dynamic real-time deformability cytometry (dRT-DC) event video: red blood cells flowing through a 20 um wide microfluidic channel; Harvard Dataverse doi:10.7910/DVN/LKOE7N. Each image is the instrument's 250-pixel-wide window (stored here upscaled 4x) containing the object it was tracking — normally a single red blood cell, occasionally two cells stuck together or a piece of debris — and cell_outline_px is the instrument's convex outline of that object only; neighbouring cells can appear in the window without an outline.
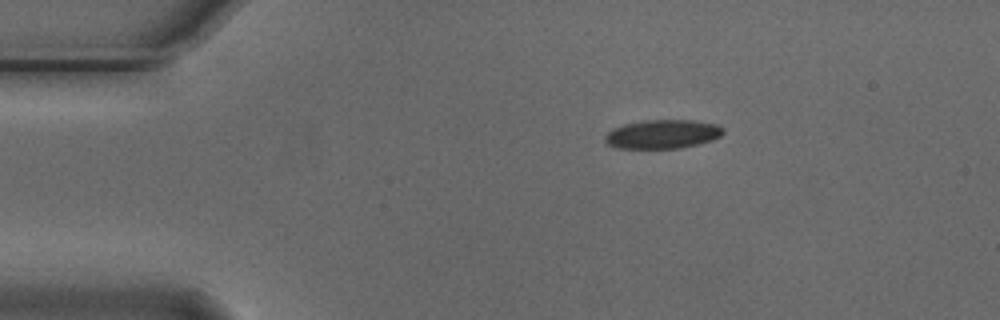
{"species": "Egyptian fruit bat (a non-hibernating species)", "species_latin": "Rousettus aegyptiacus", "temperature_condition": "cold", "stored_images_in_passage": 2, "camera_frame_rate_fps": 3000, "um_per_image_px": 0.085, "animal": {"sex": "male"}, "frame": {"image": 1, "passage_image": 1, "time_ms": 0.0, "image_size_px": [1000, 320], "cell_outline_px": [[724, 132], [720, 136], [712, 140], [680, 148], [616, 148], [604, 144], [604, 136], [612, 128], [624, 124], [644, 120], [692, 120], [716, 124], [724, 128]], "centroid_in_image_um": [56.27, 11.4], "position_along_channel_um": 28.7, "area_um2": 20.0}}